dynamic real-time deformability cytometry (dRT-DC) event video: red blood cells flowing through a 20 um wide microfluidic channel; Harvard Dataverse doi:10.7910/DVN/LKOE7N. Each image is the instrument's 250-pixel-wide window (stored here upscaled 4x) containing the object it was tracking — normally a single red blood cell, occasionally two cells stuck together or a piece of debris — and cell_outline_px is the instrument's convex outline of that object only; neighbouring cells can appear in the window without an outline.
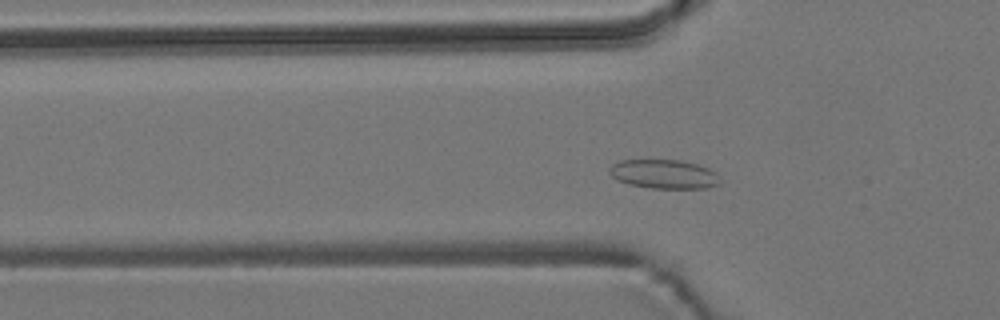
{"species": "common noctule bat (a hibernating species)", "species_latin": "Nyctalus noctula", "temperature_condition": "room temperature", "stored_images_in_passage": 51, "camera_frame_rate_fps": 3000, "um_per_image_px": 0.085, "animal": {"sex": "male", "body_mass_g": 19.2, "forearm_length_mm": 51.8}, "frame": {"image": 1, "passage_image": 13, "time_ms": 4.0, "image_size_px": [1000, 320], "cell_outline_px": [[720, 184], [708, 188], [652, 188], [628, 184], [616, 180], [608, 172], [608, 168], [612, 164], [620, 160], [680, 160], [696, 164], [708, 168], [716, 172]], "centroid_in_image_um": [56.4, 14.8], "position_along_channel_um": 69.4, "area_um2": 18.79}}
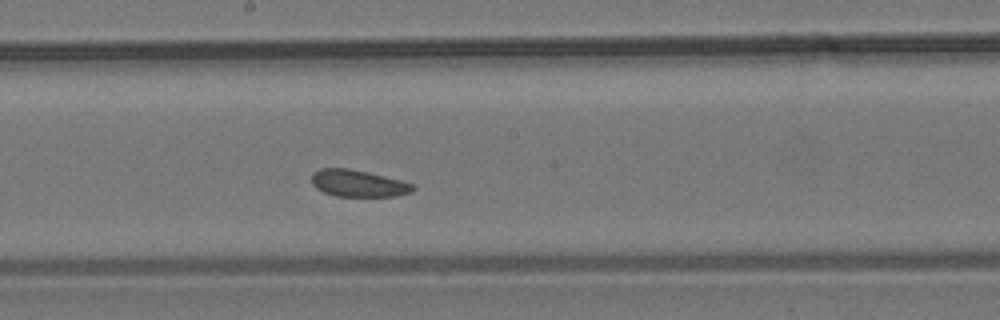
{"frame": {"image": 2, "passage_image": 25, "time_ms": 8.0, "image_size_px": [1000, 320], "cell_outline_px": [[416, 188], [412, 192], [396, 196], [336, 196], [324, 192], [316, 188], [312, 184], [312, 172], [320, 168], [348, 168], [368, 172], [416, 184]], "centroid_in_image_um": [30.46, 15.58], "position_along_channel_um": 217.7, "area_um2": 15.95}}
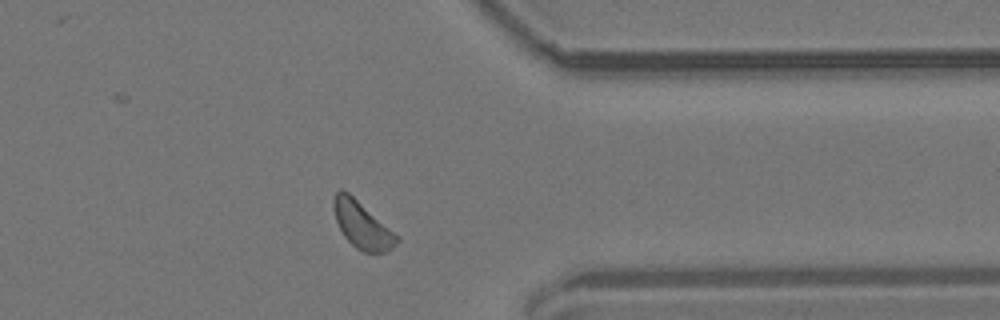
{"frame": {"image": 3, "passage_image": 39, "time_ms": 12.667, "image_size_px": [1000, 320], "cell_outline_px": [[400, 240], [388, 252], [364, 252], [356, 248], [344, 236], [336, 220], [332, 208], [332, 200], [336, 192], [340, 188], [348, 192], [400, 236]], "centroid_in_image_um": [30.78, 19.12], "position_along_channel_um": 380.6, "area_um2": 17.28}, "authors_computed_cell_mechanics": {"area_um2": 16.7042, "velocity_mm_per_s": 3.7064, "shape_relaxation_time_tau1_ms": null, "shape_relaxation_time_tau2_ms": 3.7149, "deformation_change_tau1": null, "deformation_change_tau2": 0.0684}}